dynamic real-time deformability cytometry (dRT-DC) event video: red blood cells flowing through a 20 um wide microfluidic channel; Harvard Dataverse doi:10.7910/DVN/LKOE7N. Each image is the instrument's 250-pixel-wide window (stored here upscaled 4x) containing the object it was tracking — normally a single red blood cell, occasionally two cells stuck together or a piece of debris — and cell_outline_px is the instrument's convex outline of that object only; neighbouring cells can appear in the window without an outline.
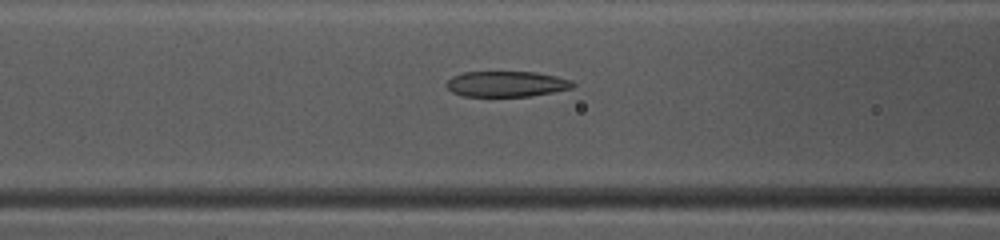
{"species": "common noctule bat (a hibernating species)", "species_latin": "Nyctalus noctula", "temperature_condition": "warm", "stored_images_in_passage": 48, "camera_frame_rate_fps": 3000, "um_per_image_px": 0.085, "animal": {"sex": "female", "body_mass_g": 10.0, "forearm_length_mm": 53.1}, "frame": {"image": 1, "passage_image": 20, "time_ms": 6.333, "image_size_px": [1000, 240], "cell_outline_px": [[576, 84], [572, 88], [532, 96], [464, 96], [452, 92], [444, 84], [452, 76], [464, 72], [536, 72], [556, 76], [572, 80]], "centroid_in_image_um": [43.05, 7.13], "position_along_channel_um": 123.5, "area_um2": 18.9}}
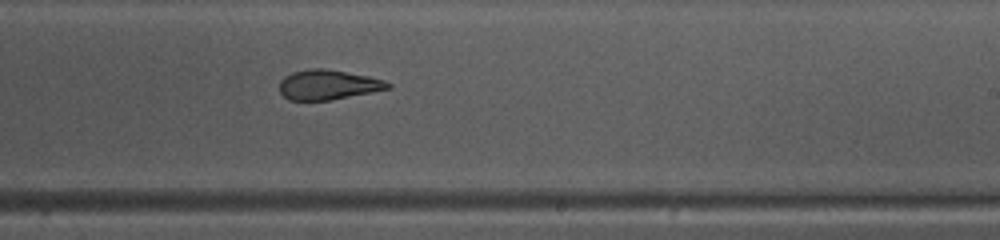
{"frame": {"image": 2, "passage_image": 30, "time_ms": 9.667, "image_size_px": [1000, 240], "cell_outline_px": [[392, 88], [332, 100], [288, 100], [280, 92], [280, 80], [284, 76], [292, 72], [308, 68], [324, 68], [368, 76], [384, 80], [392, 84]], "centroid_in_image_um": [27.88, 7.2], "position_along_channel_um": 261.1, "area_um2": 18.96}}
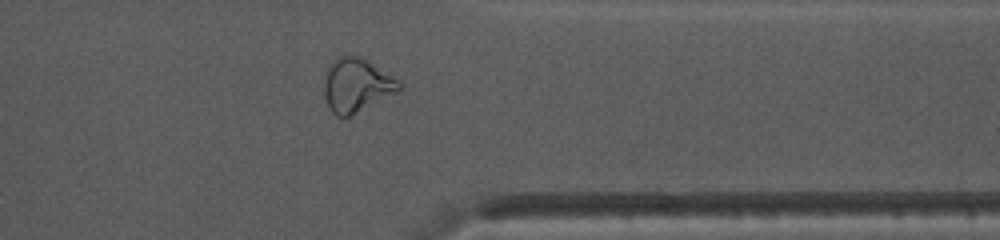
{"frame": {"image": 3, "passage_image": 39, "time_ms": 12.667, "image_size_px": [1000, 240], "cell_outline_px": [[404, 88], [400, 92], [348, 116], [336, 116], [328, 108], [324, 96], [324, 72], [328, 64], [336, 56], [356, 56], [364, 60], [396, 80]], "centroid_in_image_um": [30.24, 7.26], "position_along_channel_um": 381.2, "area_um2": 23.24}, "authors_computed_cell_mechanics": {"area_um2": 21.5594, "velocity_mm_per_s": 4.117, "shape_relaxation_time_tau1_ms": 10.2732, "shape_relaxation_time_tau2_ms": 1.8416, "deformation_change_tau1": 0.3156, "deformation_change_tau2": 0.0986}}